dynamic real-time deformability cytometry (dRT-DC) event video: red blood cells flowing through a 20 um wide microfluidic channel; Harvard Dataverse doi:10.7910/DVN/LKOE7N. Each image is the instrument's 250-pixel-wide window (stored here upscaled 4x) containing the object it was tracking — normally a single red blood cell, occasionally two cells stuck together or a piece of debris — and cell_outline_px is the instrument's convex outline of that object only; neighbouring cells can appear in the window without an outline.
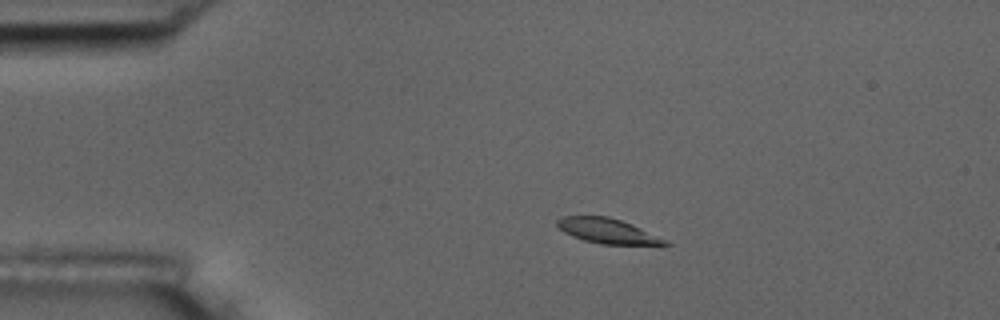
{"species": "common noctule bat (a hibernating species)", "species_latin": "Nyctalus noctula", "temperature_condition": "room temperature", "stored_images_in_passage": 6, "camera_frame_rate_fps": 3000, "um_per_image_px": 0.085, "animal": {"sex": "male", "body_mass_g": 17.5, "forearm_length_mm": 52.3}, "frame": {"image": 1, "passage_image": 2, "time_ms": 1.333, "image_size_px": [1000, 320], "cell_outline_px": [[672, 244], [660, 248], [600, 244], [584, 240], [572, 236], [564, 232], [556, 224], [556, 220], [560, 216], [608, 216], [632, 224], [668, 240]], "centroid_in_image_um": [51.81, 19.7], "position_along_channel_um": 33.2, "area_um2": 16.59}}
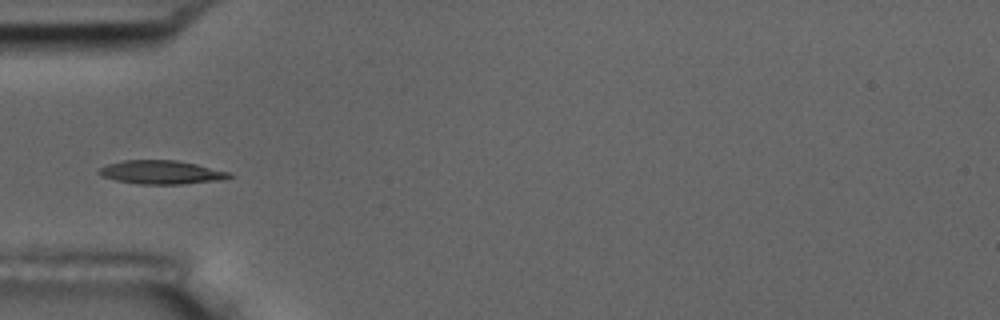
{"frame": {"image": 2, "passage_image": 4, "time_ms": 3.667, "image_size_px": [1000, 320], "cell_outline_px": [[232, 176], [224, 180], [184, 184], [136, 184], [116, 180], [100, 176], [96, 172], [100, 168], [108, 164], [124, 160], [176, 160], [196, 164], [228, 172]], "centroid_in_image_um": [13.68, 14.65], "position_along_channel_um": 71.3, "area_um2": 17.98}}